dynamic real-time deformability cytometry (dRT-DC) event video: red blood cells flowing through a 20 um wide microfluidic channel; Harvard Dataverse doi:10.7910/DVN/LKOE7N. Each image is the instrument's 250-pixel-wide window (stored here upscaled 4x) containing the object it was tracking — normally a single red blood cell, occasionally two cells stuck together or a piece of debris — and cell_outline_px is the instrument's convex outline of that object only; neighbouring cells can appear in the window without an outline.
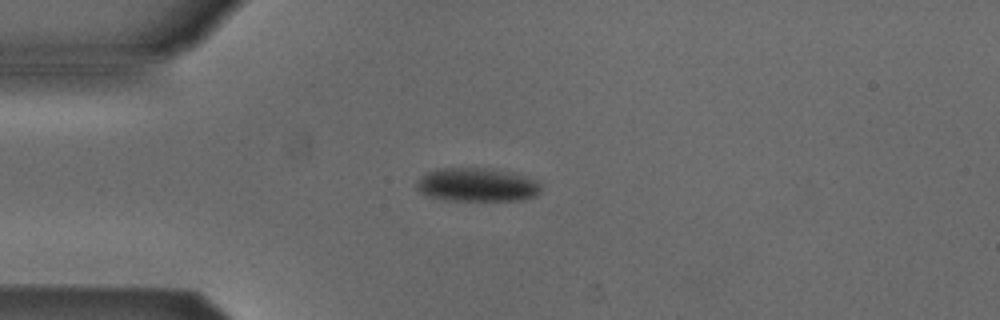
{"species": "Egyptian fruit bat (a non-hibernating species)", "species_latin": "Rousettus aegyptiacus", "temperature_condition": "cold", "stored_images_in_passage": 7, "camera_frame_rate_fps": 3000, "um_per_image_px": 0.085, "animal": {"sex": "male"}, "frame": {"image": 1, "passage_image": 4, "time_ms": 1.0, "image_size_px": [1000, 320], "cell_outline_px": [[540, 192], [536, 196], [524, 200], [444, 200], [428, 196], [420, 192], [416, 188], [416, 184], [420, 176], [436, 168], [484, 168], [512, 172], [536, 180], [540, 184]], "centroid_in_image_um": [40.53, 15.71], "position_along_channel_um": 44.5, "area_um2": 24.45}}
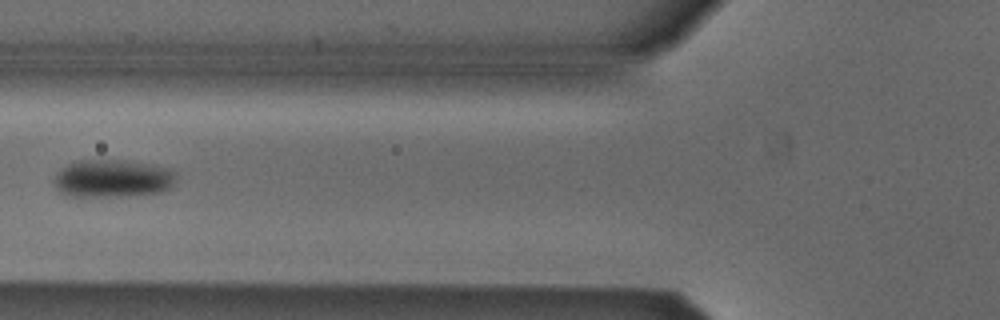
{"frame": {"image": 2, "passage_image": 6, "time_ms": 1.667, "image_size_px": [1000, 320], "cell_outline_px": [[176, 176], [172, 188], [164, 192], [128, 196], [64, 196], [52, 184], [52, 180], [68, 164], [76, 160], [124, 160], [152, 164], [176, 172]], "centroid_in_image_um": [9.58, 15.19], "position_along_channel_um": 116.2, "area_um2": 27.17}}
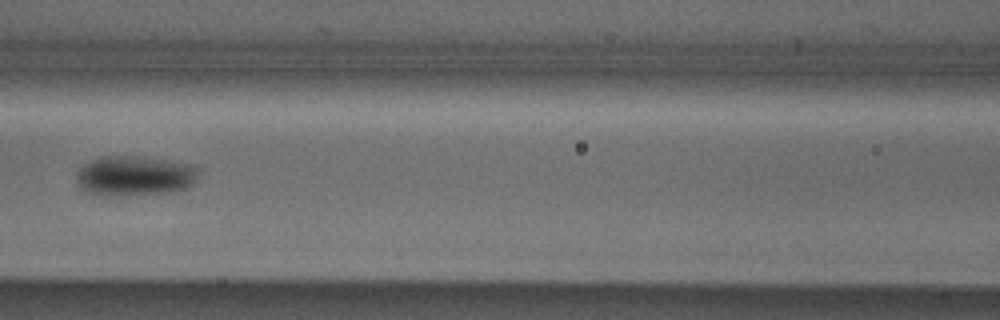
{"frame": {"image": 3, "passage_image": 7, "time_ms": 2.0, "image_size_px": [1000, 320], "cell_outline_px": [[196, 172], [192, 184], [188, 188], [168, 192], [112, 196], [108, 196], [84, 192], [76, 184], [76, 176], [80, 168], [84, 164], [100, 156], [136, 156], [192, 164], [196, 168]], "centroid_in_image_um": [11.36, 14.95], "position_along_channel_um": 155.2, "area_um2": 28.26}}